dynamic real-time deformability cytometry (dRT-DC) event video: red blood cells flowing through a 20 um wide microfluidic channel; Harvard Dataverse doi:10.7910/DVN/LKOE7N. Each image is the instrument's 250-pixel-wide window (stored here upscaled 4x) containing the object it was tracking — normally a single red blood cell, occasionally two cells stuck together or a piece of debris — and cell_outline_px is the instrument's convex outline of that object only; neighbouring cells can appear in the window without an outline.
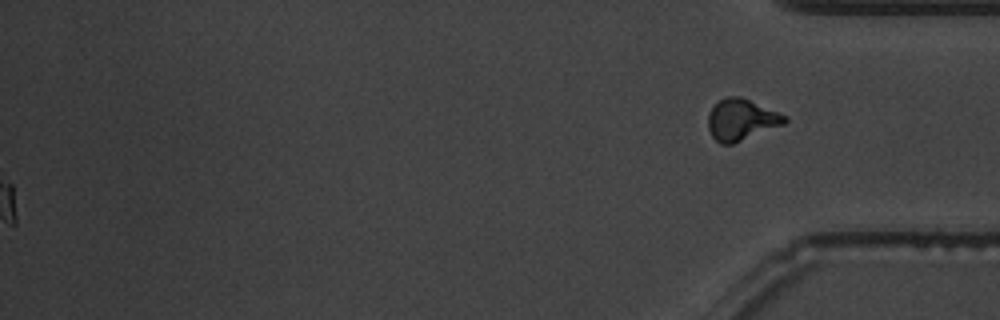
{"species": "common noctule bat (a hibernating species)", "species_latin": "Nyctalus noctula", "temperature_condition": "warm", "stored_images_in_passage": 49, "segment_of_instrument_passage": [2, 2], "camera_frame_rate_fps": 3000, "um_per_image_px": 0.085, "animal": {"sex": "male", "body_mass_g": 19.5, "forearm_length_mm": 54.6}, "frame": {"image": 1, "passage_image": 49, "time_ms": 16.0, "image_size_px": [1000, 320], "cell_outline_px": [[788, 120], [784, 124], [732, 144], [720, 144], [712, 136], [708, 128], [708, 112], [716, 100], [724, 96], [740, 96], [780, 112], [788, 116]], "centroid_in_image_um": [62.99, 10.14], "position_along_channel_um": 372.2, "area_um2": 18.73}}